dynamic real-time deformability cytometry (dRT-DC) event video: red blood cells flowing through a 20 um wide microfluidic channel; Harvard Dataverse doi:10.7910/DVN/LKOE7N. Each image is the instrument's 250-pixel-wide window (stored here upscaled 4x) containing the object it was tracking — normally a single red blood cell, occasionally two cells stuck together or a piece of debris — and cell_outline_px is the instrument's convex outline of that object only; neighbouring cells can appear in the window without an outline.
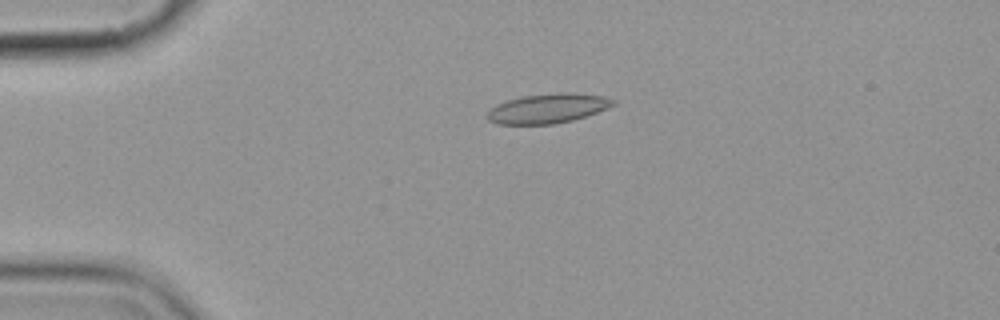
{"species": "common noctule bat (a hibernating species)", "species_latin": "Nyctalus noctula", "temperature_condition": "cold", "stored_images_in_passage": 5, "camera_frame_rate_fps": 3000, "um_per_image_px": 0.085, "animal": {"sex": "female", "body_mass_g": 19.9}, "frame": {"image": 1, "passage_image": 4, "time_ms": 3.667, "image_size_px": [1000, 320], "cell_outline_px": [[616, 104], [596, 112], [572, 120], [556, 124], [496, 124], [488, 120], [484, 116], [496, 104], [508, 100], [524, 96], [560, 92], [568, 92], [604, 96], [616, 100]], "centroid_in_image_um": [46.54, 9.22], "position_along_channel_um": 38.5, "area_um2": 21.62}}